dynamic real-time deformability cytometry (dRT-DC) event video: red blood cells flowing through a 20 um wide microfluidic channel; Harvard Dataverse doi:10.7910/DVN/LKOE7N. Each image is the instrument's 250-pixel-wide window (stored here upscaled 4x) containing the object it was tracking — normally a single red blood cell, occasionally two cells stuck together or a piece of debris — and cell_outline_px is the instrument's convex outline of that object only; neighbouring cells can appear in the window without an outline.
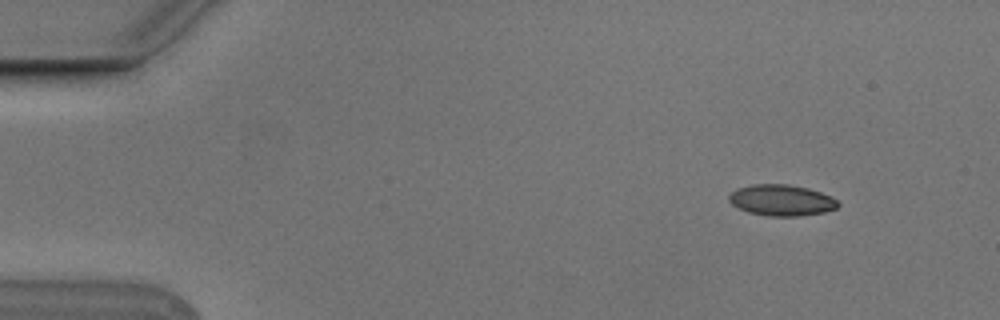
{"species": "Egyptian fruit bat (a non-hibernating species)", "species_latin": "Rousettus aegyptiacus", "temperature_condition": "cold", "stored_images_in_passage": 2, "camera_frame_rate_fps": 3000, "um_per_image_px": 0.085, "animal": {"sex": "male"}, "frame": {"image": 1, "passage_image": 2, "time_ms": 0.333, "image_size_px": [1000, 320], "cell_outline_px": [[840, 204], [836, 208], [824, 212], [800, 216], [768, 216], [748, 212], [732, 204], [728, 200], [728, 196], [736, 188], [752, 184], [788, 184], [808, 188], [832, 196]], "centroid_in_image_um": [66.42, 17.01], "position_along_channel_um": 18.6, "area_um2": 19.83}}